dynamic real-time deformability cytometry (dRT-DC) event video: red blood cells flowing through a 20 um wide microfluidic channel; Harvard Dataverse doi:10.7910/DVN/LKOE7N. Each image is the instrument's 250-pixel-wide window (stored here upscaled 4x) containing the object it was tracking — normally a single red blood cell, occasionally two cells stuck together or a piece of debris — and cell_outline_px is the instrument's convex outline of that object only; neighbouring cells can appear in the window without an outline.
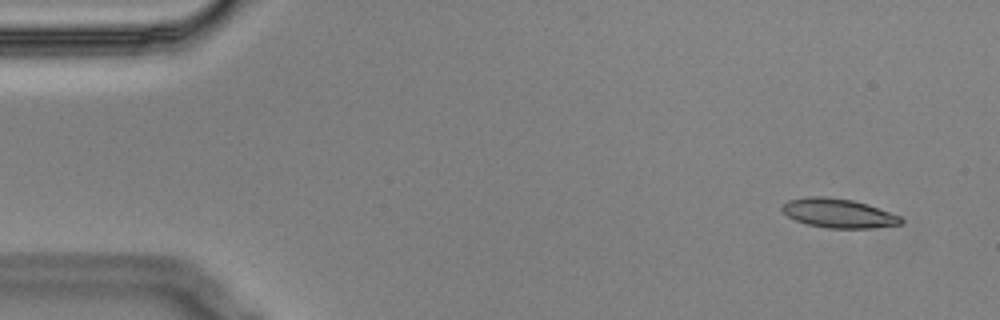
{"species": "Egyptian fruit bat (a non-hibernating species)", "species_latin": "Rousettus aegyptiacus", "temperature_condition": "cold", "stored_images_in_passage": 5, "camera_frame_rate_fps": 3000, "um_per_image_px": 0.085, "animal": {"sex": "male"}, "frame": {"image": 1, "passage_image": 1, "time_ms": 0.0, "image_size_px": [1000, 320], "cell_outline_px": [[904, 220], [900, 224], [872, 228], [828, 228], [808, 224], [796, 220], [788, 216], [780, 208], [788, 200], [808, 196], [824, 196], [852, 200], [868, 204], [900, 216]], "centroid_in_image_um": [71.26, 18.12], "position_along_channel_um": 13.7, "area_um2": 20.06}}
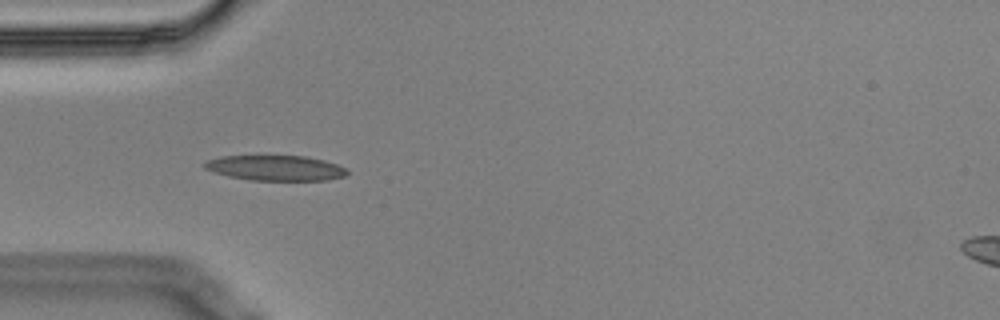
{"frame": {"image": 2, "passage_image": 5, "time_ms": 1.333, "image_size_px": [1000, 320], "cell_outline_px": [[348, 172], [344, 176], [328, 180], [252, 180], [228, 176], [204, 168], [204, 164], [208, 160], [220, 156], [304, 156], [324, 160], [336, 164], [344, 168]], "centroid_in_image_um": [23.42, 14.27], "position_along_channel_um": 61.6, "area_um2": 20.69}}